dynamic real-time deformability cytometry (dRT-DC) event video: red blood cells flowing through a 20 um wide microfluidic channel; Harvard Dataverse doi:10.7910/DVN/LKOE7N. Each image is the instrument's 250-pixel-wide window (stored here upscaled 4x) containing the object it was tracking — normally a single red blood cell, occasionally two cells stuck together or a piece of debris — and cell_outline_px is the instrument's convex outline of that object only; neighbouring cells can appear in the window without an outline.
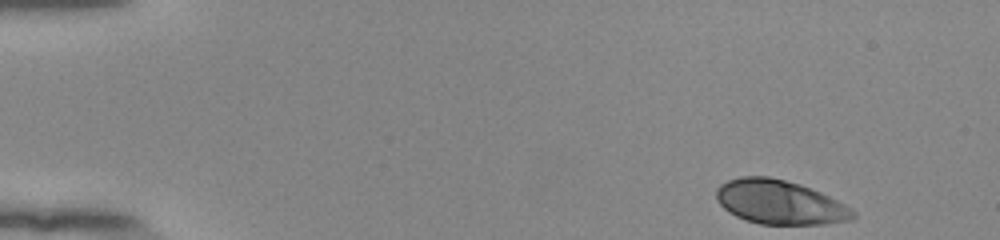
{"species": "human", "species_latin": "Homo sapiens", "temperature_condition": "room temperature", "stored_images_in_passage": 49, "camera_frame_rate_fps": 3000, "um_per_image_px": 0.085, "donor": {"sex": "female"}, "frame": {"image": 1, "passage_image": 1, "time_ms": 0.0, "image_size_px": [1000, 240], "cell_outline_px": [[856, 216], [852, 220], [824, 224], [760, 224], [736, 216], [728, 212], [716, 200], [716, 188], [720, 184], [728, 180], [740, 176], [768, 176], [800, 184], [820, 192], [844, 204], [856, 212]], "centroid_in_image_um": [66.26, 17.18], "position_along_channel_um": 18.7, "area_um2": 35.08}}
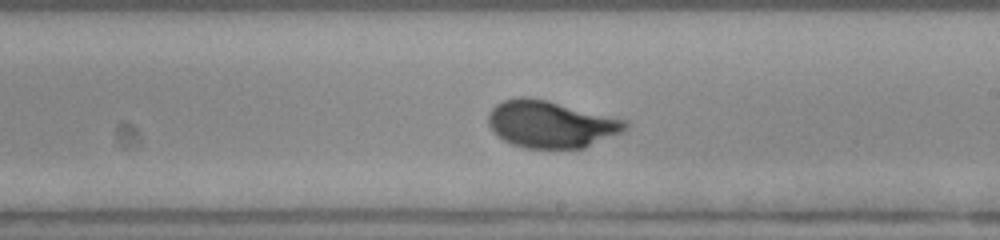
{"frame": {"image": 2, "passage_image": 28, "time_ms": 9.0, "image_size_px": [1000, 240], "cell_outline_px": [[628, 128], [624, 132], [584, 148], [524, 148], [512, 144], [504, 140], [488, 124], [488, 112], [496, 104], [504, 100], [520, 96], [528, 96], [548, 100], [628, 120]], "centroid_in_image_um": [46.86, 10.55], "position_along_channel_um": 242.1, "area_um2": 37.74}}
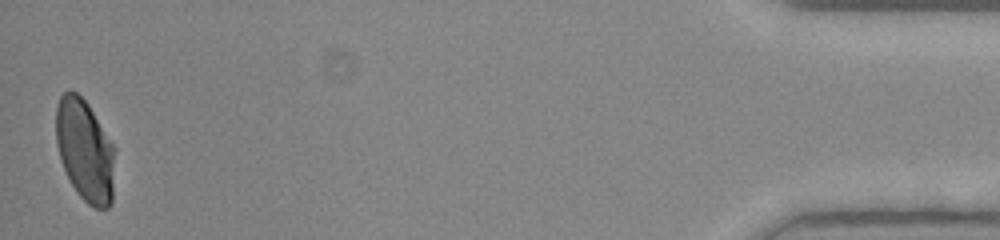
{"frame": {"image": 3, "passage_image": 49, "time_ms": 16.0, "image_size_px": [1000, 240], "cell_outline_px": [[116, 148], [112, 204], [108, 208], [96, 208], [88, 204], [76, 192], [60, 160], [56, 144], [56, 108], [60, 96], [68, 88], [72, 88], [88, 104]], "centroid_in_image_um": [7.24, 12.77], "position_along_channel_um": 428.0, "area_um2": 35.49}, "authors_computed_cell_mechanics": {"area_um2": 36.1828, "velocity_mm_per_s": 3.8449, "shape_relaxation_time_tau1_ms": 3.7133, "shape_relaxation_time_tau2_ms": null, "deformation_change_tau1": 0.1805, "deformation_change_tau2": null}}